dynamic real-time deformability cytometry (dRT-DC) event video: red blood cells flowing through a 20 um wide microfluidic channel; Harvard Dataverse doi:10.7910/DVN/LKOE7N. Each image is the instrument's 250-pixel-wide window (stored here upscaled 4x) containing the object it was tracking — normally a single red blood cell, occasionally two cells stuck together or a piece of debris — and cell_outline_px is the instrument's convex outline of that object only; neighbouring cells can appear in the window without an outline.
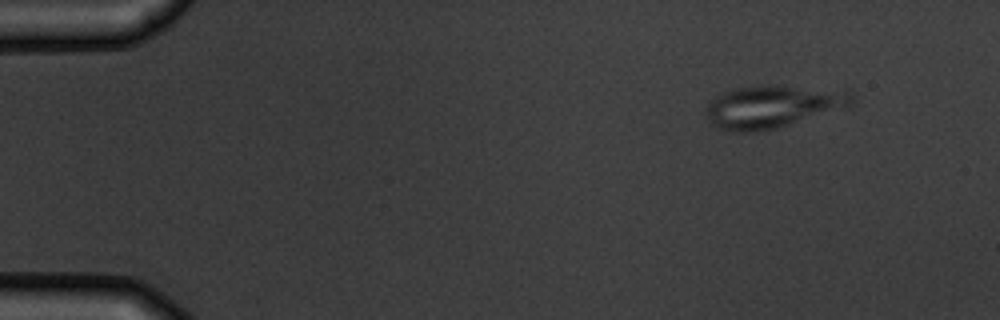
{"species": "common noctule bat (a hibernating species)", "species_latin": "Nyctalus noctula", "temperature_condition": "warm", "stored_images_in_passage": 3, "camera_frame_rate_fps": 3000, "um_per_image_px": 0.085, "animal": {"sex": "male", "body_mass_g": 19.5, "forearm_length_mm": 54.6}, "frame": {"image": 1, "passage_image": 1, "time_ms": 0.0, "image_size_px": [1000, 320], "cell_outline_px": [[856, 100], [848, 108], [776, 128], [760, 132], [732, 132], [716, 128], [712, 124], [704, 112], [708, 104], [716, 96], [724, 92], [736, 88], [756, 84], [776, 84], [848, 92], [856, 96]], "centroid_in_image_um": [65.67, 9.06], "position_along_channel_um": 19.3, "area_um2": 36.7}}